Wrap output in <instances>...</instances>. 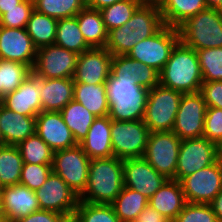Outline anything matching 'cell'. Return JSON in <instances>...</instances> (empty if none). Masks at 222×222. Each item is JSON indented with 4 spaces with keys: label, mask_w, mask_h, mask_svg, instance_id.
<instances>
[{
    "label": "cell",
    "mask_w": 222,
    "mask_h": 222,
    "mask_svg": "<svg viewBox=\"0 0 222 222\" xmlns=\"http://www.w3.org/2000/svg\"><path fill=\"white\" fill-rule=\"evenodd\" d=\"M123 187V160L115 156L90 159L87 185L79 201L111 204Z\"/></svg>",
    "instance_id": "6da1fadb"
},
{
    "label": "cell",
    "mask_w": 222,
    "mask_h": 222,
    "mask_svg": "<svg viewBox=\"0 0 222 222\" xmlns=\"http://www.w3.org/2000/svg\"><path fill=\"white\" fill-rule=\"evenodd\" d=\"M203 83L196 51L179 41L159 72V84L182 94L200 92Z\"/></svg>",
    "instance_id": "7a4b0ae2"
},
{
    "label": "cell",
    "mask_w": 222,
    "mask_h": 222,
    "mask_svg": "<svg viewBox=\"0 0 222 222\" xmlns=\"http://www.w3.org/2000/svg\"><path fill=\"white\" fill-rule=\"evenodd\" d=\"M109 117L117 121L141 120L145 114L148 90L137 85L134 80L122 76H111L106 82Z\"/></svg>",
    "instance_id": "3957f363"
},
{
    "label": "cell",
    "mask_w": 222,
    "mask_h": 222,
    "mask_svg": "<svg viewBox=\"0 0 222 222\" xmlns=\"http://www.w3.org/2000/svg\"><path fill=\"white\" fill-rule=\"evenodd\" d=\"M180 41L195 51L222 47V10L206 8L178 27Z\"/></svg>",
    "instance_id": "277c9868"
},
{
    "label": "cell",
    "mask_w": 222,
    "mask_h": 222,
    "mask_svg": "<svg viewBox=\"0 0 222 222\" xmlns=\"http://www.w3.org/2000/svg\"><path fill=\"white\" fill-rule=\"evenodd\" d=\"M182 93L160 84L148 90L143 121L151 132L172 131Z\"/></svg>",
    "instance_id": "5b68a950"
},
{
    "label": "cell",
    "mask_w": 222,
    "mask_h": 222,
    "mask_svg": "<svg viewBox=\"0 0 222 222\" xmlns=\"http://www.w3.org/2000/svg\"><path fill=\"white\" fill-rule=\"evenodd\" d=\"M179 41L178 28L164 25L153 36L136 43L127 55L160 72Z\"/></svg>",
    "instance_id": "8992f818"
},
{
    "label": "cell",
    "mask_w": 222,
    "mask_h": 222,
    "mask_svg": "<svg viewBox=\"0 0 222 222\" xmlns=\"http://www.w3.org/2000/svg\"><path fill=\"white\" fill-rule=\"evenodd\" d=\"M150 131L143 119L111 120V142L115 157L126 160L143 157Z\"/></svg>",
    "instance_id": "52a82bcc"
},
{
    "label": "cell",
    "mask_w": 222,
    "mask_h": 222,
    "mask_svg": "<svg viewBox=\"0 0 222 222\" xmlns=\"http://www.w3.org/2000/svg\"><path fill=\"white\" fill-rule=\"evenodd\" d=\"M181 141L173 131L151 132L143 157L166 179H175Z\"/></svg>",
    "instance_id": "ba28073f"
},
{
    "label": "cell",
    "mask_w": 222,
    "mask_h": 222,
    "mask_svg": "<svg viewBox=\"0 0 222 222\" xmlns=\"http://www.w3.org/2000/svg\"><path fill=\"white\" fill-rule=\"evenodd\" d=\"M90 158L79 144L53 152L52 171L80 196L88 181Z\"/></svg>",
    "instance_id": "9c48e42d"
},
{
    "label": "cell",
    "mask_w": 222,
    "mask_h": 222,
    "mask_svg": "<svg viewBox=\"0 0 222 222\" xmlns=\"http://www.w3.org/2000/svg\"><path fill=\"white\" fill-rule=\"evenodd\" d=\"M218 160L217 145L205 138L183 139L180 143L179 156L175 172V180L201 170Z\"/></svg>",
    "instance_id": "30bf717a"
},
{
    "label": "cell",
    "mask_w": 222,
    "mask_h": 222,
    "mask_svg": "<svg viewBox=\"0 0 222 222\" xmlns=\"http://www.w3.org/2000/svg\"><path fill=\"white\" fill-rule=\"evenodd\" d=\"M180 183L186 202L209 204L222 190V161L184 177Z\"/></svg>",
    "instance_id": "8fae6325"
},
{
    "label": "cell",
    "mask_w": 222,
    "mask_h": 222,
    "mask_svg": "<svg viewBox=\"0 0 222 222\" xmlns=\"http://www.w3.org/2000/svg\"><path fill=\"white\" fill-rule=\"evenodd\" d=\"M79 54L57 45L37 50L32 72L39 78H73Z\"/></svg>",
    "instance_id": "7c38bea8"
},
{
    "label": "cell",
    "mask_w": 222,
    "mask_h": 222,
    "mask_svg": "<svg viewBox=\"0 0 222 222\" xmlns=\"http://www.w3.org/2000/svg\"><path fill=\"white\" fill-rule=\"evenodd\" d=\"M207 105L200 92L182 94L173 132L181 140L202 137Z\"/></svg>",
    "instance_id": "4fadbf2b"
},
{
    "label": "cell",
    "mask_w": 222,
    "mask_h": 222,
    "mask_svg": "<svg viewBox=\"0 0 222 222\" xmlns=\"http://www.w3.org/2000/svg\"><path fill=\"white\" fill-rule=\"evenodd\" d=\"M40 210L67 213L76 210L79 196L53 171L44 184L35 190Z\"/></svg>",
    "instance_id": "5bb4252c"
},
{
    "label": "cell",
    "mask_w": 222,
    "mask_h": 222,
    "mask_svg": "<svg viewBox=\"0 0 222 222\" xmlns=\"http://www.w3.org/2000/svg\"><path fill=\"white\" fill-rule=\"evenodd\" d=\"M113 56L106 48H91L79 54L74 83L106 84L111 75Z\"/></svg>",
    "instance_id": "9a60e30c"
},
{
    "label": "cell",
    "mask_w": 222,
    "mask_h": 222,
    "mask_svg": "<svg viewBox=\"0 0 222 222\" xmlns=\"http://www.w3.org/2000/svg\"><path fill=\"white\" fill-rule=\"evenodd\" d=\"M124 186L143 194L148 200L166 182L144 157L123 160Z\"/></svg>",
    "instance_id": "2e32d148"
},
{
    "label": "cell",
    "mask_w": 222,
    "mask_h": 222,
    "mask_svg": "<svg viewBox=\"0 0 222 222\" xmlns=\"http://www.w3.org/2000/svg\"><path fill=\"white\" fill-rule=\"evenodd\" d=\"M37 49L25 28L0 26V59L26 64L33 69Z\"/></svg>",
    "instance_id": "e0dca14e"
},
{
    "label": "cell",
    "mask_w": 222,
    "mask_h": 222,
    "mask_svg": "<svg viewBox=\"0 0 222 222\" xmlns=\"http://www.w3.org/2000/svg\"><path fill=\"white\" fill-rule=\"evenodd\" d=\"M35 133L44 140L53 152L77 145L60 112L41 111L36 116Z\"/></svg>",
    "instance_id": "ac0fdd59"
},
{
    "label": "cell",
    "mask_w": 222,
    "mask_h": 222,
    "mask_svg": "<svg viewBox=\"0 0 222 222\" xmlns=\"http://www.w3.org/2000/svg\"><path fill=\"white\" fill-rule=\"evenodd\" d=\"M0 208L6 222H16L20 218L40 210L35 191L22 184L0 189Z\"/></svg>",
    "instance_id": "d6986e66"
},
{
    "label": "cell",
    "mask_w": 222,
    "mask_h": 222,
    "mask_svg": "<svg viewBox=\"0 0 222 222\" xmlns=\"http://www.w3.org/2000/svg\"><path fill=\"white\" fill-rule=\"evenodd\" d=\"M41 78L33 72L23 81L15 91L6 94L1 104L28 117H36L41 112Z\"/></svg>",
    "instance_id": "ffe728a7"
},
{
    "label": "cell",
    "mask_w": 222,
    "mask_h": 222,
    "mask_svg": "<svg viewBox=\"0 0 222 222\" xmlns=\"http://www.w3.org/2000/svg\"><path fill=\"white\" fill-rule=\"evenodd\" d=\"M111 76H122L146 90L159 84V72L153 67L145 65L128 55L113 56L111 63Z\"/></svg>",
    "instance_id": "44dd1931"
},
{
    "label": "cell",
    "mask_w": 222,
    "mask_h": 222,
    "mask_svg": "<svg viewBox=\"0 0 222 222\" xmlns=\"http://www.w3.org/2000/svg\"><path fill=\"white\" fill-rule=\"evenodd\" d=\"M79 145L90 159L113 157L109 115L96 117Z\"/></svg>",
    "instance_id": "7402d4cb"
},
{
    "label": "cell",
    "mask_w": 222,
    "mask_h": 222,
    "mask_svg": "<svg viewBox=\"0 0 222 222\" xmlns=\"http://www.w3.org/2000/svg\"><path fill=\"white\" fill-rule=\"evenodd\" d=\"M186 203L181 183L175 179H167L148 200L152 208L171 222L176 219Z\"/></svg>",
    "instance_id": "603a6c76"
},
{
    "label": "cell",
    "mask_w": 222,
    "mask_h": 222,
    "mask_svg": "<svg viewBox=\"0 0 222 222\" xmlns=\"http://www.w3.org/2000/svg\"><path fill=\"white\" fill-rule=\"evenodd\" d=\"M36 117L15 113L0 104V132L5 145L17 146L35 133Z\"/></svg>",
    "instance_id": "cb8c5ba5"
},
{
    "label": "cell",
    "mask_w": 222,
    "mask_h": 222,
    "mask_svg": "<svg viewBox=\"0 0 222 222\" xmlns=\"http://www.w3.org/2000/svg\"><path fill=\"white\" fill-rule=\"evenodd\" d=\"M73 99V78H41V111L60 112Z\"/></svg>",
    "instance_id": "d4e9b609"
},
{
    "label": "cell",
    "mask_w": 222,
    "mask_h": 222,
    "mask_svg": "<svg viewBox=\"0 0 222 222\" xmlns=\"http://www.w3.org/2000/svg\"><path fill=\"white\" fill-rule=\"evenodd\" d=\"M126 24L140 41L153 36L164 26L158 3L143 2Z\"/></svg>",
    "instance_id": "484cf974"
},
{
    "label": "cell",
    "mask_w": 222,
    "mask_h": 222,
    "mask_svg": "<svg viewBox=\"0 0 222 222\" xmlns=\"http://www.w3.org/2000/svg\"><path fill=\"white\" fill-rule=\"evenodd\" d=\"M74 100L82 104L95 117L109 115L110 104L106 84L74 83Z\"/></svg>",
    "instance_id": "4316f807"
},
{
    "label": "cell",
    "mask_w": 222,
    "mask_h": 222,
    "mask_svg": "<svg viewBox=\"0 0 222 222\" xmlns=\"http://www.w3.org/2000/svg\"><path fill=\"white\" fill-rule=\"evenodd\" d=\"M158 5L164 25L175 28L208 8L205 0H161Z\"/></svg>",
    "instance_id": "83f0119b"
},
{
    "label": "cell",
    "mask_w": 222,
    "mask_h": 222,
    "mask_svg": "<svg viewBox=\"0 0 222 222\" xmlns=\"http://www.w3.org/2000/svg\"><path fill=\"white\" fill-rule=\"evenodd\" d=\"M75 17L86 43L91 48H105L108 31L100 11L85 7Z\"/></svg>",
    "instance_id": "f1b7e54d"
},
{
    "label": "cell",
    "mask_w": 222,
    "mask_h": 222,
    "mask_svg": "<svg viewBox=\"0 0 222 222\" xmlns=\"http://www.w3.org/2000/svg\"><path fill=\"white\" fill-rule=\"evenodd\" d=\"M57 23L53 17L35 10L32 12L25 29L37 50L55 44Z\"/></svg>",
    "instance_id": "f546056e"
},
{
    "label": "cell",
    "mask_w": 222,
    "mask_h": 222,
    "mask_svg": "<svg viewBox=\"0 0 222 222\" xmlns=\"http://www.w3.org/2000/svg\"><path fill=\"white\" fill-rule=\"evenodd\" d=\"M60 113L63 121L71 130L77 144H79L86 137L96 117L74 99Z\"/></svg>",
    "instance_id": "4dcf8cb0"
},
{
    "label": "cell",
    "mask_w": 222,
    "mask_h": 222,
    "mask_svg": "<svg viewBox=\"0 0 222 222\" xmlns=\"http://www.w3.org/2000/svg\"><path fill=\"white\" fill-rule=\"evenodd\" d=\"M111 205L121 222H135L148 205V199L138 191L124 186Z\"/></svg>",
    "instance_id": "1f68e13d"
},
{
    "label": "cell",
    "mask_w": 222,
    "mask_h": 222,
    "mask_svg": "<svg viewBox=\"0 0 222 222\" xmlns=\"http://www.w3.org/2000/svg\"><path fill=\"white\" fill-rule=\"evenodd\" d=\"M55 45L77 54L91 49L79 29L76 17L58 19Z\"/></svg>",
    "instance_id": "d6a6232c"
},
{
    "label": "cell",
    "mask_w": 222,
    "mask_h": 222,
    "mask_svg": "<svg viewBox=\"0 0 222 222\" xmlns=\"http://www.w3.org/2000/svg\"><path fill=\"white\" fill-rule=\"evenodd\" d=\"M23 160L17 146L0 147V189L19 184Z\"/></svg>",
    "instance_id": "836d02e7"
},
{
    "label": "cell",
    "mask_w": 222,
    "mask_h": 222,
    "mask_svg": "<svg viewBox=\"0 0 222 222\" xmlns=\"http://www.w3.org/2000/svg\"><path fill=\"white\" fill-rule=\"evenodd\" d=\"M32 73V69L22 63L0 59V102L3 97L15 91Z\"/></svg>",
    "instance_id": "e575fe53"
},
{
    "label": "cell",
    "mask_w": 222,
    "mask_h": 222,
    "mask_svg": "<svg viewBox=\"0 0 222 222\" xmlns=\"http://www.w3.org/2000/svg\"><path fill=\"white\" fill-rule=\"evenodd\" d=\"M34 10L55 19L75 17L86 7V0H33Z\"/></svg>",
    "instance_id": "d590c367"
},
{
    "label": "cell",
    "mask_w": 222,
    "mask_h": 222,
    "mask_svg": "<svg viewBox=\"0 0 222 222\" xmlns=\"http://www.w3.org/2000/svg\"><path fill=\"white\" fill-rule=\"evenodd\" d=\"M143 3L142 0H120L100 11L106 30L123 26Z\"/></svg>",
    "instance_id": "8d00e7d4"
},
{
    "label": "cell",
    "mask_w": 222,
    "mask_h": 222,
    "mask_svg": "<svg viewBox=\"0 0 222 222\" xmlns=\"http://www.w3.org/2000/svg\"><path fill=\"white\" fill-rule=\"evenodd\" d=\"M17 147L21 153L23 163H53V151L36 133L21 141Z\"/></svg>",
    "instance_id": "74e56055"
},
{
    "label": "cell",
    "mask_w": 222,
    "mask_h": 222,
    "mask_svg": "<svg viewBox=\"0 0 222 222\" xmlns=\"http://www.w3.org/2000/svg\"><path fill=\"white\" fill-rule=\"evenodd\" d=\"M203 82L222 81V47L196 51Z\"/></svg>",
    "instance_id": "f35d334b"
},
{
    "label": "cell",
    "mask_w": 222,
    "mask_h": 222,
    "mask_svg": "<svg viewBox=\"0 0 222 222\" xmlns=\"http://www.w3.org/2000/svg\"><path fill=\"white\" fill-rule=\"evenodd\" d=\"M139 41L135 31L131 30L125 23L119 28L108 31L105 48L112 56L127 55Z\"/></svg>",
    "instance_id": "ab89813d"
},
{
    "label": "cell",
    "mask_w": 222,
    "mask_h": 222,
    "mask_svg": "<svg viewBox=\"0 0 222 222\" xmlns=\"http://www.w3.org/2000/svg\"><path fill=\"white\" fill-rule=\"evenodd\" d=\"M76 211L80 222H121L111 204H91L79 201Z\"/></svg>",
    "instance_id": "60d3db41"
},
{
    "label": "cell",
    "mask_w": 222,
    "mask_h": 222,
    "mask_svg": "<svg viewBox=\"0 0 222 222\" xmlns=\"http://www.w3.org/2000/svg\"><path fill=\"white\" fill-rule=\"evenodd\" d=\"M52 172V164L23 163L19 184L31 190L39 189Z\"/></svg>",
    "instance_id": "b9f144b4"
},
{
    "label": "cell",
    "mask_w": 222,
    "mask_h": 222,
    "mask_svg": "<svg viewBox=\"0 0 222 222\" xmlns=\"http://www.w3.org/2000/svg\"><path fill=\"white\" fill-rule=\"evenodd\" d=\"M33 11V0H23L15 8L7 10L0 16V26L25 28Z\"/></svg>",
    "instance_id": "7bdbcfd3"
},
{
    "label": "cell",
    "mask_w": 222,
    "mask_h": 222,
    "mask_svg": "<svg viewBox=\"0 0 222 222\" xmlns=\"http://www.w3.org/2000/svg\"><path fill=\"white\" fill-rule=\"evenodd\" d=\"M173 222H218L210 204L186 203Z\"/></svg>",
    "instance_id": "ee69618b"
},
{
    "label": "cell",
    "mask_w": 222,
    "mask_h": 222,
    "mask_svg": "<svg viewBox=\"0 0 222 222\" xmlns=\"http://www.w3.org/2000/svg\"><path fill=\"white\" fill-rule=\"evenodd\" d=\"M203 136L216 145L222 140V109L207 107Z\"/></svg>",
    "instance_id": "f6af8a7d"
},
{
    "label": "cell",
    "mask_w": 222,
    "mask_h": 222,
    "mask_svg": "<svg viewBox=\"0 0 222 222\" xmlns=\"http://www.w3.org/2000/svg\"><path fill=\"white\" fill-rule=\"evenodd\" d=\"M200 93L207 107L222 109V81L203 82Z\"/></svg>",
    "instance_id": "bcb514c9"
},
{
    "label": "cell",
    "mask_w": 222,
    "mask_h": 222,
    "mask_svg": "<svg viewBox=\"0 0 222 222\" xmlns=\"http://www.w3.org/2000/svg\"><path fill=\"white\" fill-rule=\"evenodd\" d=\"M60 214L52 211L38 210L16 222H57Z\"/></svg>",
    "instance_id": "7dc6e473"
},
{
    "label": "cell",
    "mask_w": 222,
    "mask_h": 222,
    "mask_svg": "<svg viewBox=\"0 0 222 222\" xmlns=\"http://www.w3.org/2000/svg\"><path fill=\"white\" fill-rule=\"evenodd\" d=\"M135 222H171L149 204L142 210Z\"/></svg>",
    "instance_id": "c3c4849f"
},
{
    "label": "cell",
    "mask_w": 222,
    "mask_h": 222,
    "mask_svg": "<svg viewBox=\"0 0 222 222\" xmlns=\"http://www.w3.org/2000/svg\"><path fill=\"white\" fill-rule=\"evenodd\" d=\"M209 204L213 212L216 214L218 222H222V190Z\"/></svg>",
    "instance_id": "681fc988"
},
{
    "label": "cell",
    "mask_w": 222,
    "mask_h": 222,
    "mask_svg": "<svg viewBox=\"0 0 222 222\" xmlns=\"http://www.w3.org/2000/svg\"><path fill=\"white\" fill-rule=\"evenodd\" d=\"M118 1L120 0H86V7L95 10H101L105 7L111 6Z\"/></svg>",
    "instance_id": "f907efd6"
},
{
    "label": "cell",
    "mask_w": 222,
    "mask_h": 222,
    "mask_svg": "<svg viewBox=\"0 0 222 222\" xmlns=\"http://www.w3.org/2000/svg\"><path fill=\"white\" fill-rule=\"evenodd\" d=\"M57 222H80L79 215L76 210L67 213H61Z\"/></svg>",
    "instance_id": "816d5d0a"
},
{
    "label": "cell",
    "mask_w": 222,
    "mask_h": 222,
    "mask_svg": "<svg viewBox=\"0 0 222 222\" xmlns=\"http://www.w3.org/2000/svg\"><path fill=\"white\" fill-rule=\"evenodd\" d=\"M23 0H0V16L7 10L15 8Z\"/></svg>",
    "instance_id": "f5cc1de1"
},
{
    "label": "cell",
    "mask_w": 222,
    "mask_h": 222,
    "mask_svg": "<svg viewBox=\"0 0 222 222\" xmlns=\"http://www.w3.org/2000/svg\"><path fill=\"white\" fill-rule=\"evenodd\" d=\"M208 8L222 10V0H205Z\"/></svg>",
    "instance_id": "db71d44e"
},
{
    "label": "cell",
    "mask_w": 222,
    "mask_h": 222,
    "mask_svg": "<svg viewBox=\"0 0 222 222\" xmlns=\"http://www.w3.org/2000/svg\"><path fill=\"white\" fill-rule=\"evenodd\" d=\"M218 160L222 161V140L217 144Z\"/></svg>",
    "instance_id": "11a10c76"
},
{
    "label": "cell",
    "mask_w": 222,
    "mask_h": 222,
    "mask_svg": "<svg viewBox=\"0 0 222 222\" xmlns=\"http://www.w3.org/2000/svg\"><path fill=\"white\" fill-rule=\"evenodd\" d=\"M0 222H6V218L3 211H0Z\"/></svg>",
    "instance_id": "9f6ffc18"
},
{
    "label": "cell",
    "mask_w": 222,
    "mask_h": 222,
    "mask_svg": "<svg viewBox=\"0 0 222 222\" xmlns=\"http://www.w3.org/2000/svg\"><path fill=\"white\" fill-rule=\"evenodd\" d=\"M142 1L147 3H159L161 0H142Z\"/></svg>",
    "instance_id": "6f0895ef"
},
{
    "label": "cell",
    "mask_w": 222,
    "mask_h": 222,
    "mask_svg": "<svg viewBox=\"0 0 222 222\" xmlns=\"http://www.w3.org/2000/svg\"><path fill=\"white\" fill-rule=\"evenodd\" d=\"M3 146H5V143H4L3 137L0 132V147H3Z\"/></svg>",
    "instance_id": "680465c9"
}]
</instances>
